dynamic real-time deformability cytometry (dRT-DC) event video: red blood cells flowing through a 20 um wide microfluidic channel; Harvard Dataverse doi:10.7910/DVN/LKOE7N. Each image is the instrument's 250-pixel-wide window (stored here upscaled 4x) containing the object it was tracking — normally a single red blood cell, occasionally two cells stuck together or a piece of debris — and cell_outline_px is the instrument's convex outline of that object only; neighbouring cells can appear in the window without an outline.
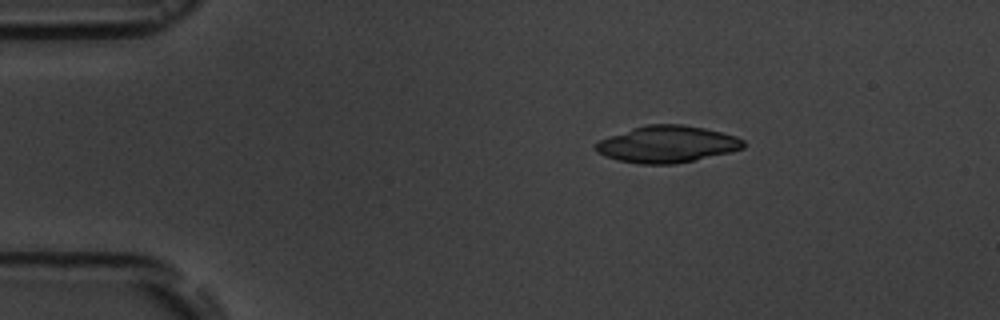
{"species": "common noctule bat (a hibernating species)", "species_latin": "Nyctalus noctula", "temperature_condition": "room temperature", "stored_images_in_passage": 2, "camera_frame_rate_fps": 3000, "um_per_image_px": 0.085, "animal": {"sex": "male", "body_mass_g": 19.5, "forearm_length_mm": 54.6}, "frame": {"image": 1, "passage_image": 1, "time_ms": 0.0, "image_size_px": [1000, 320], "cell_outline_px": [[744, 148], [728, 152], [692, 160], [672, 164], [640, 164], [620, 160], [604, 156], [596, 152], [596, 144], [600, 140], [608, 136], [632, 128], [648, 124], [680, 124], [704, 128], [736, 136], [744, 140]], "centroid_in_image_um": [56.68, 12.25], "position_along_channel_um": 28.3, "area_um2": 31.27}}